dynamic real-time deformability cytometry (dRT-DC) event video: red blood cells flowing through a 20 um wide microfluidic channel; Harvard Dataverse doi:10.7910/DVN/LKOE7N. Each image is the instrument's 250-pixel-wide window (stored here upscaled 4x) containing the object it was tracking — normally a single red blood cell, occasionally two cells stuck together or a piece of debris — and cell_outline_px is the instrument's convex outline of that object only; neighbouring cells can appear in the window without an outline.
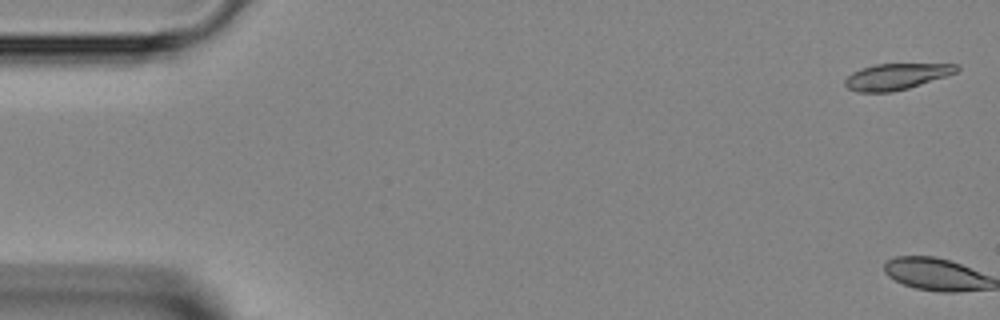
{"species": "Egyptian fruit bat (a non-hibernating species)", "species_latin": "Rousettus aegyptiacus", "temperature_condition": "room temperature", "stored_images_in_passage": 2, "camera_frame_rate_fps": 3000, "um_per_image_px": 0.085, "animal": {"sex": "female"}, "frame": {"image": 1, "passage_image": 1, "time_ms": 0.0, "image_size_px": [1000, 320], "cell_outline_px": [[960, 68], [956, 72], [948, 76], [908, 88], [892, 92], [856, 92], [848, 88], [844, 84], [844, 80], [852, 72], [876, 64], [960, 64]], "centroid_in_image_um": [76.21, 6.51], "position_along_channel_um": 8.8, "area_um2": 16.99}}